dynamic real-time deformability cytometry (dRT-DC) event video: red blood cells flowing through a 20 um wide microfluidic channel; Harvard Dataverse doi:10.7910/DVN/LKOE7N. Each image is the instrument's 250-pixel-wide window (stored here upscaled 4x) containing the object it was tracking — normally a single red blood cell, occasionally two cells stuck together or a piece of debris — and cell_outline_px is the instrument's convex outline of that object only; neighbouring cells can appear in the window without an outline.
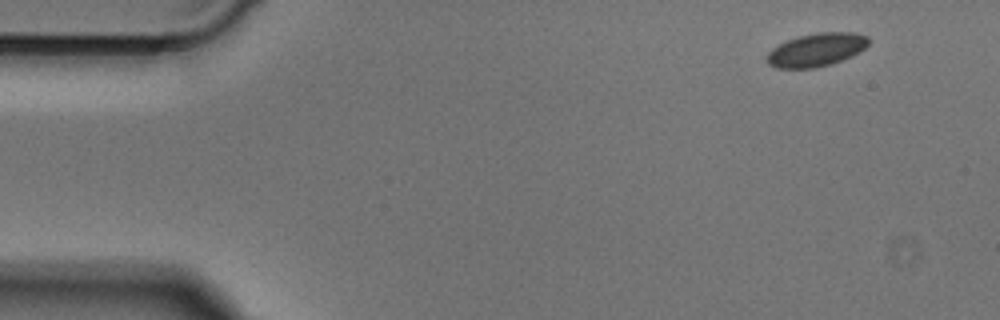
{"species": "Egyptian fruit bat (a non-hibernating species)", "species_latin": "Rousettus aegyptiacus", "temperature_condition": "cold", "stored_images_in_passage": 3, "camera_frame_rate_fps": 3000, "um_per_image_px": 0.085, "animal": {"sex": "male"}, "frame": {"image": 1, "passage_image": 1, "time_ms": 0.0, "image_size_px": [1000, 320], "cell_outline_px": [[868, 44], [864, 48], [852, 56], [816, 68], [776, 68], [768, 64], [768, 52], [772, 48], [788, 40], [800, 36], [820, 32], [852, 32], [868, 36]], "centroid_in_image_um": [69.39, 4.23], "position_along_channel_um": 15.6, "area_um2": 19.36}}